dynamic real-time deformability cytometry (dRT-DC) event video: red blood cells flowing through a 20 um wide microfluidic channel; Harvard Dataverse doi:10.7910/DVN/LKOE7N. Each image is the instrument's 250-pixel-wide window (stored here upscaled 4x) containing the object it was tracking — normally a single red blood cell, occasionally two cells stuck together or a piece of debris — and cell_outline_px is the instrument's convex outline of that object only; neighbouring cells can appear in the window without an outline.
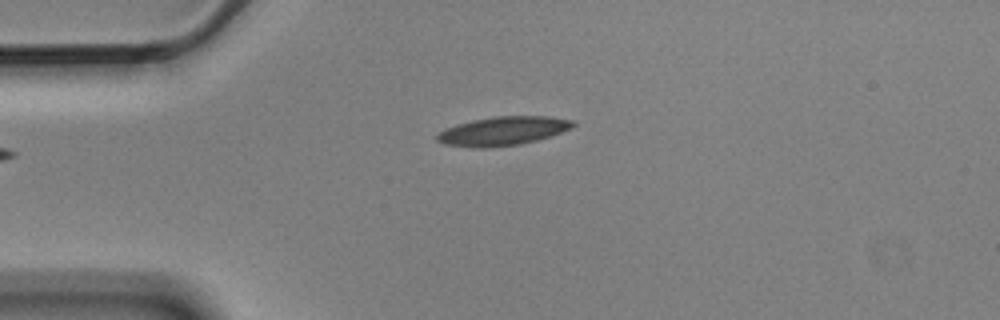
{"species": "Egyptian fruit bat (a non-hibernating species)", "species_latin": "Rousettus aegyptiacus", "temperature_condition": "cold", "stored_images_in_passage": 1, "camera_frame_rate_fps": 3000, "um_per_image_px": 0.085, "animal": {"sex": "male"}, "frame": {"image": 1, "passage_image": 1, "time_ms": 0.0, "image_size_px": [1000, 320], "cell_outline_px": [[576, 124], [572, 128], [552, 136], [520, 144], [488, 148], [472, 148], [444, 144], [436, 140], [436, 132], [444, 128], [456, 124], [472, 120], [492, 116], [548, 116], [576, 120]], "centroid_in_image_um": [42.73, 11.13], "position_along_channel_um": 42.3, "area_um2": 23.29}}